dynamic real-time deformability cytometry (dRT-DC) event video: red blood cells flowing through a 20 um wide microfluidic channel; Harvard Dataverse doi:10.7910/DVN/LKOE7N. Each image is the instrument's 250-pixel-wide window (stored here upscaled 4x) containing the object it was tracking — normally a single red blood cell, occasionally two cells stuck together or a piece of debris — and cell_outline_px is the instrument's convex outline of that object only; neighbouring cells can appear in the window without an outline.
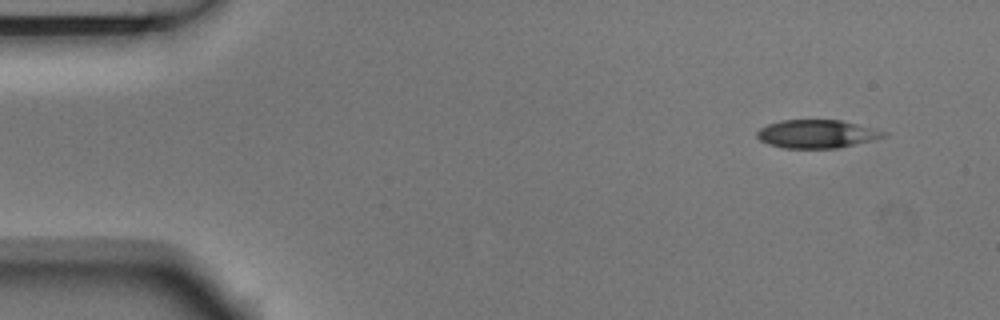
{"species": "Egyptian fruit bat (a non-hibernating species)", "species_latin": "Rousettus aegyptiacus", "temperature_condition": "room temperature", "stored_images_in_passage": 4, "camera_frame_rate_fps": 3000, "um_per_image_px": 0.085, "animal": {"sex": "male"}, "frame": {"image": 1, "passage_image": 1, "time_ms": 0.0, "image_size_px": [1000, 320], "cell_outline_px": [[884, 136], [872, 140], [840, 148], [784, 148], [768, 144], [760, 140], [756, 136], [756, 132], [760, 128], [768, 124], [780, 120], [840, 120], [884, 132]], "centroid_in_image_um": [69.33, 11.39], "position_along_channel_um": 15.7, "area_um2": 20.52}}
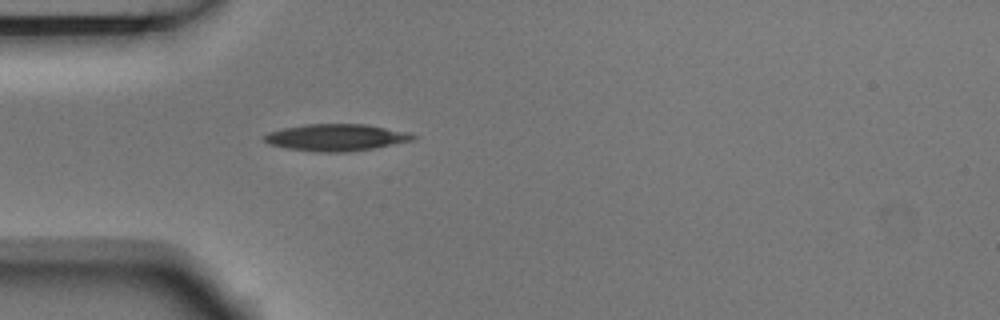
{"frame": {"image": 2, "passage_image": 4, "time_ms": 1.0, "image_size_px": [1000, 320], "cell_outline_px": [[416, 136], [412, 140], [372, 148], [344, 152], [316, 152], [288, 148], [268, 144], [260, 136], [268, 132], [284, 128], [304, 124], [368, 124], [408, 132]], "centroid_in_image_um": [28.51, 11.67], "position_along_channel_um": 56.5, "area_um2": 23.18}}